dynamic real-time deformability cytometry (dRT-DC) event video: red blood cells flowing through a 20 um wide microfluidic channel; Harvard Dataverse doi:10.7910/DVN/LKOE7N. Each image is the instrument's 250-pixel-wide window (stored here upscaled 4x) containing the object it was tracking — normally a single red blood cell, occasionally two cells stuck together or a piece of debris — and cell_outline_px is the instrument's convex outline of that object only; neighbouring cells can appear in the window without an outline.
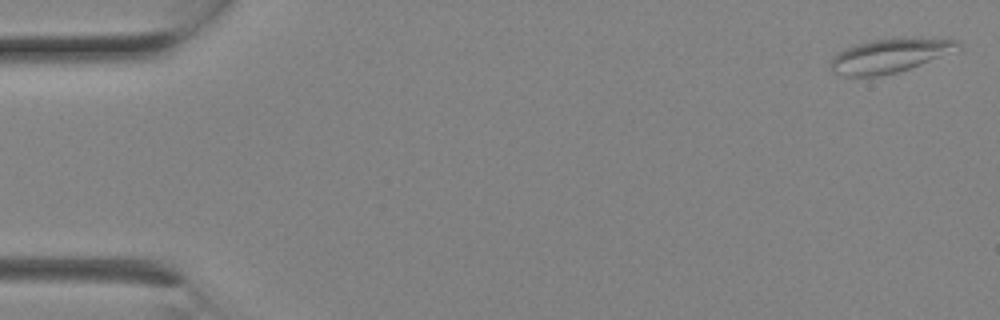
{"species": "Egyptian fruit bat (a non-hibernating species)", "species_latin": "Rousettus aegyptiacus", "temperature_condition": "room temperature", "stored_images_in_passage": 8, "camera_frame_rate_fps": 3000, "um_per_image_px": 0.085, "animal": {"sex": "female"}, "frame": {"image": 1, "passage_image": 1, "time_ms": 0.0, "image_size_px": [1000, 320], "cell_outline_px": [[964, 52], [896, 72], [880, 76], [844, 76], [832, 72], [828, 64], [832, 56], [856, 44], [872, 40], [896, 36], [944, 36], [956, 40], [964, 48]], "centroid_in_image_um": [75.85, 4.67], "position_along_channel_um": 9.1, "area_um2": 26.99}}